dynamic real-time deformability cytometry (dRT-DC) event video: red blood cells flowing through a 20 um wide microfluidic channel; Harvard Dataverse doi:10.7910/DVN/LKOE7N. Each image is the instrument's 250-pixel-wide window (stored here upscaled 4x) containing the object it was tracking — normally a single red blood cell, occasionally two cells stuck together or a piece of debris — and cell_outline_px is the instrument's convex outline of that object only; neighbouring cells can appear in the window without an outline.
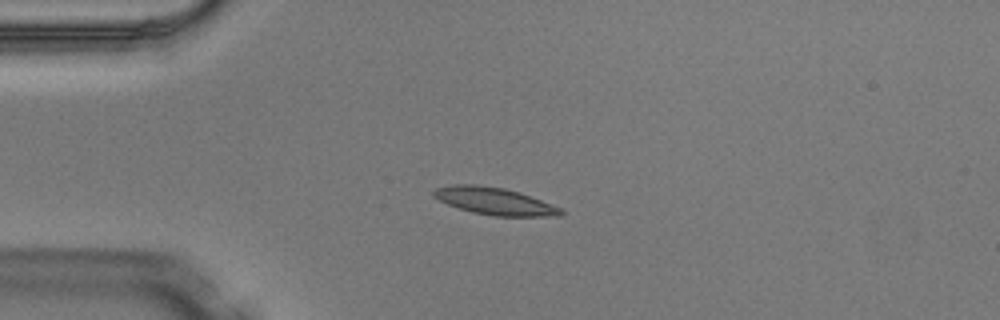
{"species": "Egyptian fruit bat (a non-hibernating species)", "species_latin": "Rousettus aegyptiacus", "temperature_condition": "warm", "stored_images_in_passage": 5, "camera_frame_rate_fps": 3000, "um_per_image_px": 0.085, "animal": {"sex": "male"}, "frame": {"image": 1, "passage_image": 2, "time_ms": 0.333, "image_size_px": [1000, 320], "cell_outline_px": [[564, 216], [492, 216], [472, 212], [448, 204], [432, 196], [432, 192], [436, 188], [452, 184], [472, 184], [504, 188], [520, 192], [560, 208], [564, 212]], "centroid_in_image_um": [42.02, 17.1], "position_along_channel_um": 43.0, "area_um2": 20.06}}